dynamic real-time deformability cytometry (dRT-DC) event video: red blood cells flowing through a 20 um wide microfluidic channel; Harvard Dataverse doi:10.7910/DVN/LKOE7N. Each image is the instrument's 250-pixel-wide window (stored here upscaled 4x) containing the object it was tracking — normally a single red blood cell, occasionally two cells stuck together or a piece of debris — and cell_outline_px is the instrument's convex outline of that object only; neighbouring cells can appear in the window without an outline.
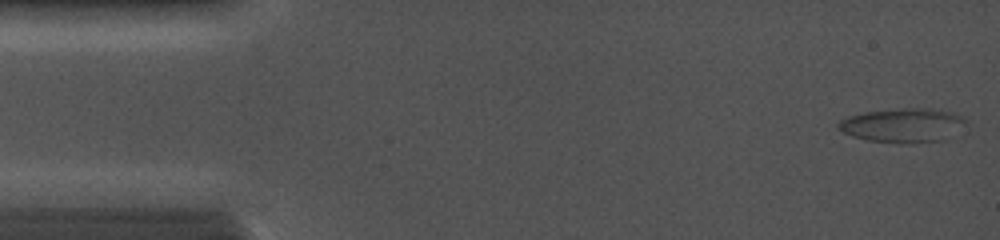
{"species": "common noctule bat (a hibernating species)", "species_latin": "Nyctalus noctula", "temperature_condition": "cold", "stored_images_in_passage": 38, "camera_frame_rate_fps": 5000, "um_per_image_px": 0.085, "animal": {"sex": "female", "body_mass_g": 19.0, "forearm_length_mm": 56.7}, "frame": {"image": 1, "passage_image": 1, "time_ms": 0.0, "image_size_px": [1000, 240], "cell_outline_px": [[968, 120], [944, 140], [904, 144], [900, 144], [868, 140], [852, 136], [836, 128], [836, 124], [840, 120], [848, 116], [864, 112], [904, 108], [920, 108], [952, 112], [964, 116]], "centroid_in_image_um": [76.7, 10.65], "position_along_channel_um": 8.3, "area_um2": 25.26}}
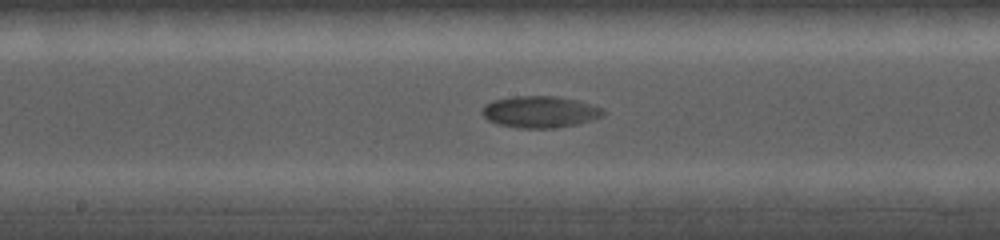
{"frame": {"image": 2, "passage_image": 20, "time_ms": 7.8, "image_size_px": [1000, 240], "cell_outline_px": [[608, 112], [604, 116], [592, 120], [576, 124], [552, 128], [520, 128], [496, 124], [488, 120], [480, 112], [484, 104], [492, 100], [512, 96], [560, 96], [592, 104], [604, 108]], "centroid_in_image_um": [45.91, 9.5], "position_along_channel_um": 202.3, "area_um2": 22.72}}
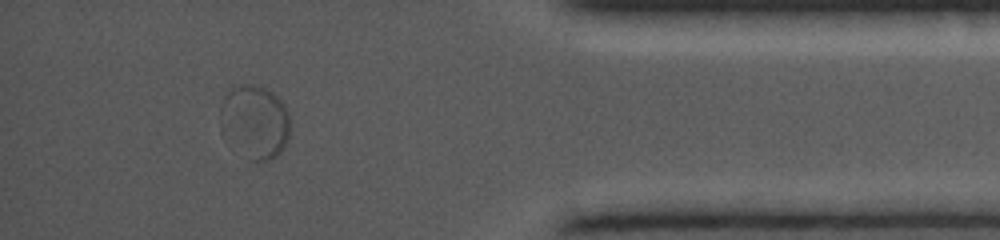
{"frame": {"image": 3, "passage_image": 34, "time_ms": 13.6, "image_size_px": [1000, 240], "cell_outline_px": [[288, 136], [284, 148], [276, 156], [268, 160], [248, 160], [220, 128], [220, 108], [224, 96], [228, 88], [232, 84], [252, 84], [264, 88], [272, 92], [284, 104], [288, 112]], "centroid_in_image_um": [21.63, 10.3], "position_along_channel_um": 413.6, "area_um2": 29.77}}